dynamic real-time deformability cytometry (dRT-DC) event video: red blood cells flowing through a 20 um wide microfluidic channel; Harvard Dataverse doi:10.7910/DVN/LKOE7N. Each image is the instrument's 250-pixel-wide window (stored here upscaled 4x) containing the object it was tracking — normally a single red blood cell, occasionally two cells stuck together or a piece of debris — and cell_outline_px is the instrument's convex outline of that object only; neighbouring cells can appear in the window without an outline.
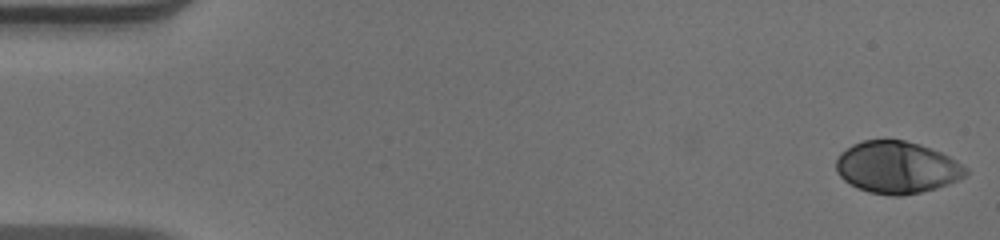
{"species": "human", "species_latin": "Homo sapiens", "temperature_condition": "warm", "stored_images_in_passage": 52, "camera_frame_rate_fps": 3000, "um_per_image_px": 0.085, "donor": {"sex": "male"}, "frame": {"image": 1, "passage_image": 1, "time_ms": 0.0, "image_size_px": [1000, 240], "cell_outline_px": [[968, 172], [960, 180], [936, 188], [904, 196], [892, 196], [868, 192], [844, 180], [836, 172], [836, 160], [840, 152], [852, 144], [864, 140], [904, 140], [920, 144], [940, 152], [956, 160], [968, 168]], "centroid_in_image_um": [76.24, 14.23], "position_along_channel_um": 8.8, "area_um2": 39.36}}
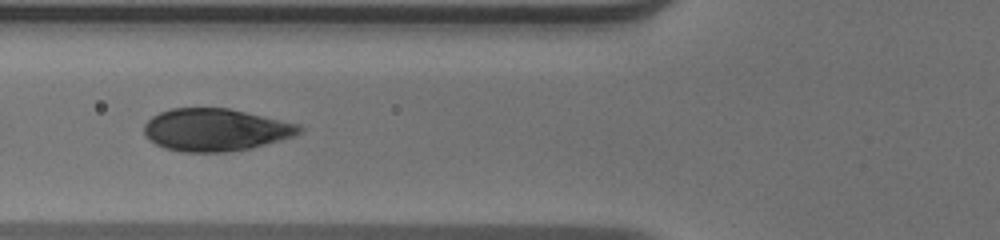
{"frame": {"image": 2, "passage_image": 20, "time_ms": 6.333, "image_size_px": [1000, 240], "cell_outline_px": [[304, 128], [296, 136], [248, 148], [224, 152], [180, 152], [164, 148], [148, 140], [144, 132], [144, 124], [152, 116], [160, 112], [172, 108], [228, 108], [300, 124]], "centroid_in_image_um": [18.3, 11.03], "position_along_channel_um": 107.5, "area_um2": 38.38}}
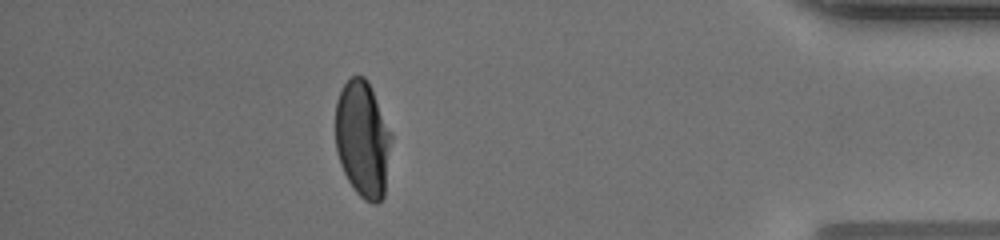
{"frame": {"image": 3, "passage_image": 46, "time_ms": 15.0, "image_size_px": [1000, 240], "cell_outline_px": [[392, 136], [384, 196], [376, 204], [372, 204], [364, 200], [352, 188], [340, 164], [336, 152], [336, 100], [344, 84], [352, 76], [364, 76], [368, 80], [372, 88]], "centroid_in_image_um": [30.82, 11.84], "position_along_channel_um": 404.4, "area_um2": 37.97}, "authors_computed_cell_mechanics": {"area_um2": 39.1884, "velocity_mm_per_s": 3.9241, "shape_relaxation_time_tau1_ms": 3.9289, "shape_relaxation_time_tau2_ms": null, "deformation_change_tau1": 0.1947, "deformation_change_tau2": null}}